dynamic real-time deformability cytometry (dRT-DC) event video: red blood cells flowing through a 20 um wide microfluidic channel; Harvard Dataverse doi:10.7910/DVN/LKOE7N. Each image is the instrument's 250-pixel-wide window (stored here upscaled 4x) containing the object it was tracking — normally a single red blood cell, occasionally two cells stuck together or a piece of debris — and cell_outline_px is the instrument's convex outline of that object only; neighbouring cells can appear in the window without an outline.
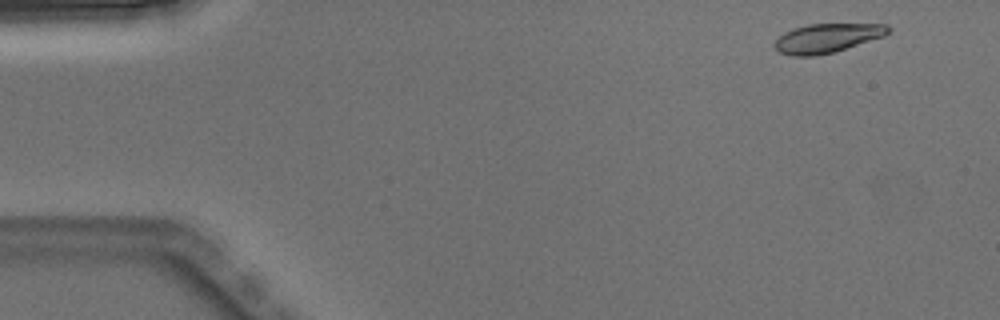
{"species": "Egyptian fruit bat (a non-hibernating species)", "species_latin": "Rousettus aegyptiacus", "temperature_condition": "warm", "stored_images_in_passage": 3, "camera_frame_rate_fps": 3000, "um_per_image_px": 0.085, "animal": {"sex": "male"}, "frame": {"image": 1, "passage_image": 1, "time_ms": 0.0, "image_size_px": [1000, 320], "cell_outline_px": [[892, 28], [884, 36], [836, 52], [816, 56], [792, 56], [780, 52], [772, 44], [784, 32], [792, 28], [808, 24], [888, 24]], "centroid_in_image_um": [70.31, 3.24], "position_along_channel_um": 14.7, "area_um2": 19.42}}
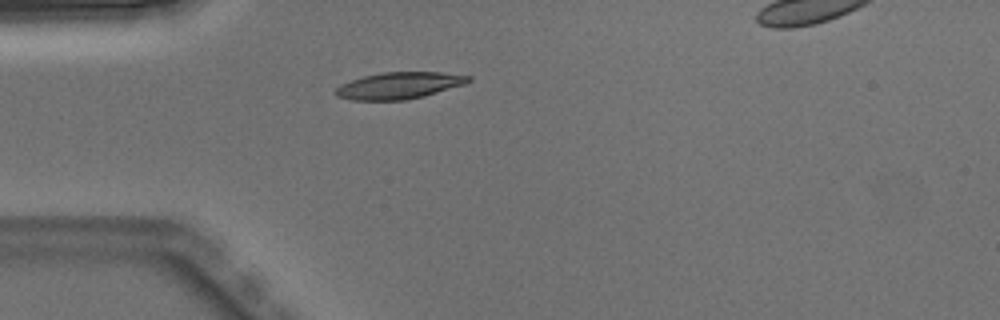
{"frame": {"image": 2, "passage_image": 3, "time_ms": 0.667, "image_size_px": [1000, 320], "cell_outline_px": [[472, 80], [464, 84], [424, 96], [408, 100], [352, 100], [336, 96], [332, 92], [340, 84], [364, 76], [384, 72], [440, 72], [472, 76]], "centroid_in_image_um": [33.9, 7.27], "position_along_channel_um": 51.1, "area_um2": 20.69}}